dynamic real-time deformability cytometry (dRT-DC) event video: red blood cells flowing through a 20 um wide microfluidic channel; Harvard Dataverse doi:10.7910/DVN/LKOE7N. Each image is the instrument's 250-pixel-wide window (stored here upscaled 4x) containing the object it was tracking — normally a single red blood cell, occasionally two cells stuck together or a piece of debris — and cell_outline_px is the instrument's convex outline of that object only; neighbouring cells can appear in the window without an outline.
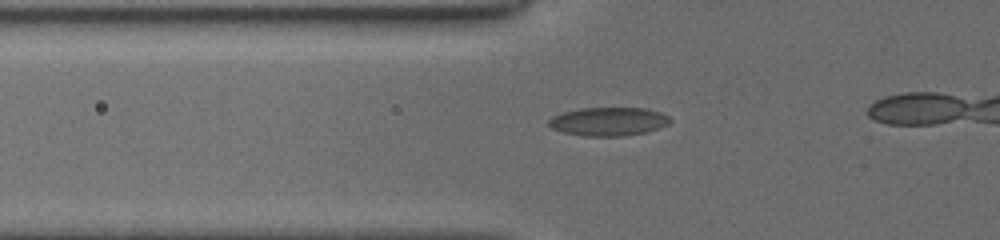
{"species": "common noctule bat (a hibernating species)", "species_latin": "Nyctalus noctula", "temperature_condition": "cold", "stored_images_in_passage": 11, "camera_frame_rate_fps": 3000, "um_per_image_px": 0.085, "animal": {"sex": "female", "body_mass_g": 19.5, "forearm_length_mm": 54.1}, "frame": {"image": 1, "passage_image": 7, "time_ms": 2.333, "image_size_px": [1000, 240], "cell_outline_px": [[672, 120], [668, 124], [660, 128], [648, 132], [624, 136], [584, 136], [564, 132], [552, 128], [548, 124], [548, 120], [552, 116], [564, 112], [580, 108], [644, 108], [660, 112], [668, 116]], "centroid_in_image_um": [51.74, 10.33], "position_along_channel_um": 74.1, "area_um2": 20.23}}
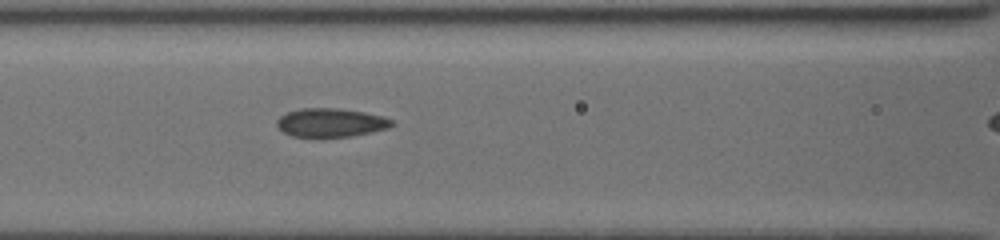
{"frame": {"image": 2, "passage_image": 10, "time_ms": 4.0, "image_size_px": [1000, 240], "cell_outline_px": [[392, 124], [388, 128], [372, 132], [348, 136], [292, 136], [284, 132], [276, 124], [276, 120], [280, 116], [288, 112], [300, 108], [340, 108], [364, 112], [384, 116], [392, 120]], "centroid_in_image_um": [28.11, 10.4], "position_along_channel_um": 138.5, "area_um2": 18.96}}